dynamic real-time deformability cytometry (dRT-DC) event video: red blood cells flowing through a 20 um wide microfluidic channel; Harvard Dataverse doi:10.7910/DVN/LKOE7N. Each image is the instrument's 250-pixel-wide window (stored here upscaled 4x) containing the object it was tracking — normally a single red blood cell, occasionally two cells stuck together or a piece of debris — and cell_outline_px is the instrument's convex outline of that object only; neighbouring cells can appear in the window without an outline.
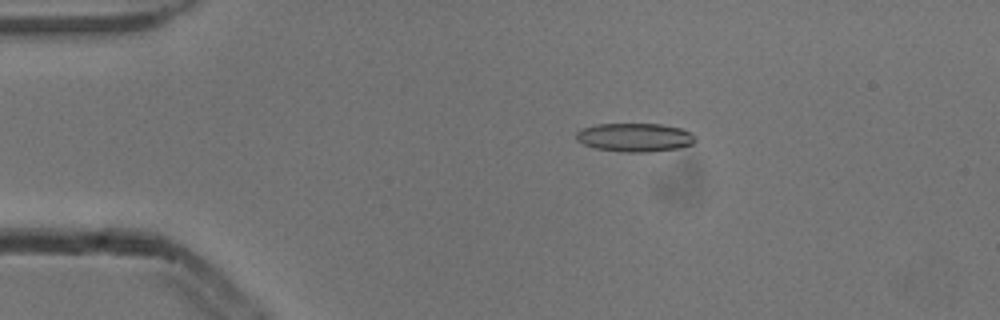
{"species": "common noctule bat (a hibernating species)", "species_latin": "Nyctalus noctula", "temperature_condition": "cold", "stored_images_in_passage": 4, "camera_frame_rate_fps": 3000, "um_per_image_px": 0.085, "animal": {"sex": "male", "body_mass_g": 13.3}, "frame": {"image": 1, "passage_image": 3, "time_ms": 0.667, "image_size_px": [1000, 320], "cell_outline_px": [[696, 140], [692, 144], [680, 148], [648, 152], [620, 152], [596, 148], [584, 144], [576, 140], [576, 132], [580, 128], [596, 124], [660, 124], [680, 128], [692, 132]], "centroid_in_image_um": [53.95, 11.68], "position_along_channel_um": 31.1, "area_um2": 20.0}}